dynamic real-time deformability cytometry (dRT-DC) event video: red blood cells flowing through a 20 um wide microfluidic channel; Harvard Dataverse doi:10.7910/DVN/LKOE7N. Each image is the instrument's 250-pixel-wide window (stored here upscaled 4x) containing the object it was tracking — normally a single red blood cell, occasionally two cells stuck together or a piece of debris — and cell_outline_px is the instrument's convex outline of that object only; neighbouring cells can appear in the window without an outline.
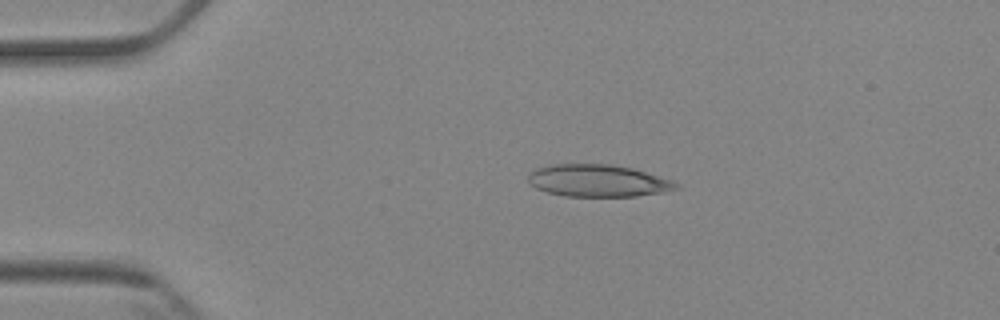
{"species": "Egyptian fruit bat (a non-hibernating species)", "species_latin": "Rousettus aegyptiacus", "temperature_condition": "cold", "stored_images_in_passage": 3, "camera_frame_rate_fps": 3000, "um_per_image_px": 0.085, "animal": {"sex": "female"}, "frame": {"image": 1, "passage_image": 2, "time_ms": 1.333, "image_size_px": [1000, 320], "cell_outline_px": [[680, 188], [660, 192], [636, 196], [564, 196], [548, 192], [536, 188], [528, 180], [528, 172], [536, 168], [548, 164], [612, 164], [632, 168], [672, 180], [680, 184]], "centroid_in_image_um": [50.8, 15.35], "position_along_channel_um": 34.2, "area_um2": 27.74}}